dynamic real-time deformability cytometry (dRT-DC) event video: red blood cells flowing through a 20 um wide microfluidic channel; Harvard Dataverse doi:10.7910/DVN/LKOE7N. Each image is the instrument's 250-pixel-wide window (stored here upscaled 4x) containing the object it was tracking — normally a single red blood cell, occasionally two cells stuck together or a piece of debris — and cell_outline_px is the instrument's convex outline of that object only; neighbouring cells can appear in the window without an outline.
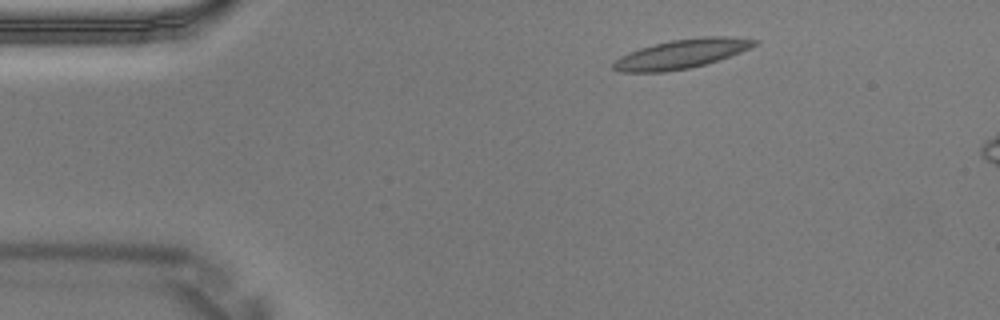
{"species": "Egyptian fruit bat (a non-hibernating species)", "species_latin": "Rousettus aegyptiacus", "temperature_condition": "warm", "stored_images_in_passage": 2, "camera_frame_rate_fps": 3000, "um_per_image_px": 0.085, "animal": {"sex": "male"}, "frame": {"image": 1, "passage_image": 1, "time_ms": 0.0, "image_size_px": [1000, 320], "cell_outline_px": [[760, 40], [756, 44], [740, 52], [692, 68], [664, 72], [620, 72], [612, 68], [612, 64], [620, 56], [628, 52], [640, 48], [672, 40], [700, 36], [728, 36]], "centroid_in_image_um": [57.9, 4.58], "position_along_channel_um": 27.1, "area_um2": 23.81}}